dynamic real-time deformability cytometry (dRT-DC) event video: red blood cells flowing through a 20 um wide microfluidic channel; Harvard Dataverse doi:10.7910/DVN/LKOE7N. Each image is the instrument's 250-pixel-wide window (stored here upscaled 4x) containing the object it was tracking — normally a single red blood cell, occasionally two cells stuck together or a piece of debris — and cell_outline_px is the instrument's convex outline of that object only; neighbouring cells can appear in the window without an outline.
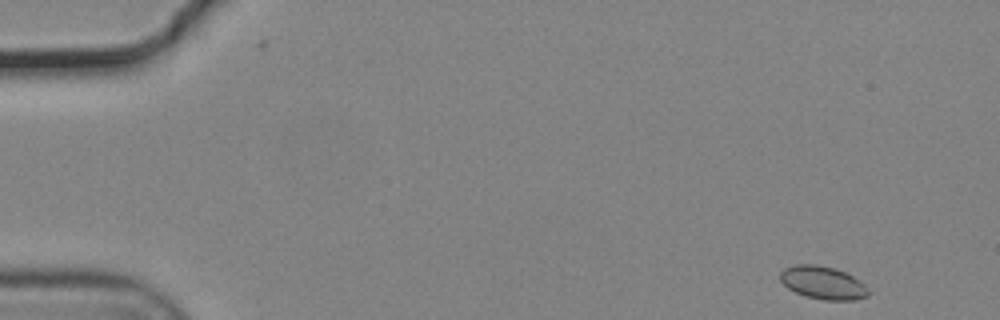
{"species": "common noctule bat (a hibernating species)", "species_latin": "Nyctalus noctula", "temperature_condition": "cold", "stored_images_in_passage": 12, "camera_frame_rate_fps": 3000, "um_per_image_px": 0.085, "animal": {"sex": "male", "body_mass_g": 19.2, "forearm_length_mm": 51.8}, "frame": {"image": 1, "passage_image": 1, "time_ms": 0.0, "image_size_px": [1000, 320], "cell_outline_px": [[868, 296], [852, 300], [824, 300], [804, 296], [788, 288], [780, 280], [780, 272], [784, 268], [796, 264], [816, 264], [832, 268], [844, 272], [852, 276], [864, 284], [868, 292]], "centroid_in_image_um": [69.91, 24.03], "position_along_channel_um": 15.1, "area_um2": 16.76}}